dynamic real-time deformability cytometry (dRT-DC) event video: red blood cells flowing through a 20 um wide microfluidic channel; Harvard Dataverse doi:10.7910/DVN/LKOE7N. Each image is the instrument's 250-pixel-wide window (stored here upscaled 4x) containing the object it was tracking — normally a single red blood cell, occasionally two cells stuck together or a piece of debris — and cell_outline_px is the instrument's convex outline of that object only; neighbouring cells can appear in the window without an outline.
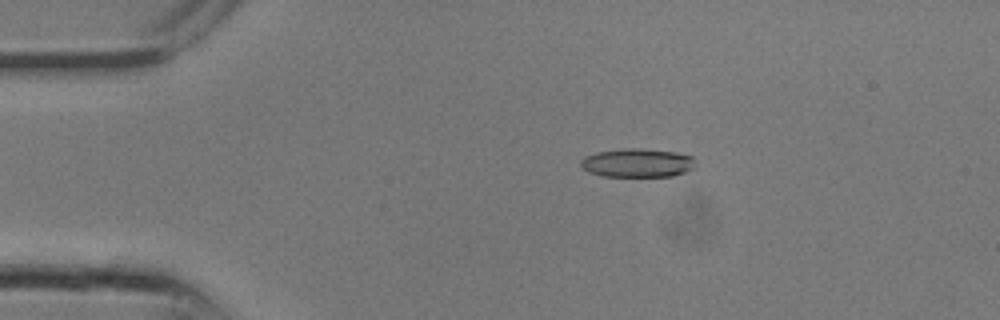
{"species": "common noctule bat (a hibernating species)", "species_latin": "Nyctalus noctula", "temperature_condition": "room temperature", "stored_images_in_passage": 9, "camera_frame_rate_fps": 3000, "um_per_image_px": 0.085, "animal": {"sex": "male", "body_mass_g": 13.3}, "frame": {"image": 1, "passage_image": 3, "time_ms": 0.667, "image_size_px": [1000, 320], "cell_outline_px": [[696, 168], [672, 176], [604, 176], [588, 172], [580, 164], [580, 160], [584, 156], [596, 152], [624, 148], [640, 148], [676, 152], [692, 156]], "centroid_in_image_um": [54.17, 13.84], "position_along_channel_um": 30.8, "area_um2": 19.25}}
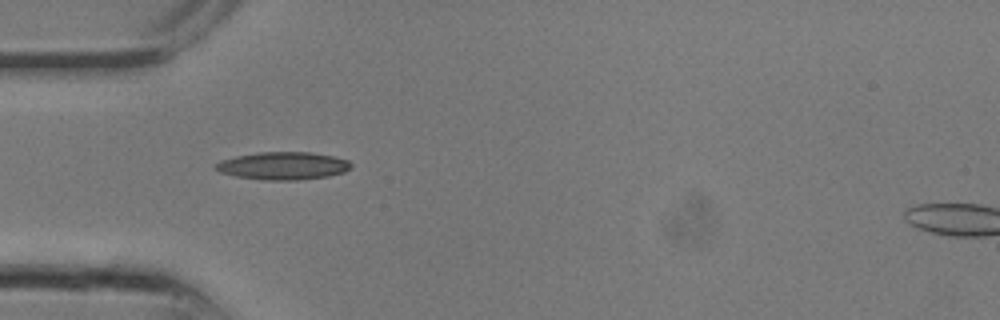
{"frame": {"image": 2, "passage_image": 6, "time_ms": 1.667, "image_size_px": [1000, 320], "cell_outline_px": [[352, 168], [344, 172], [328, 176], [296, 180], [264, 180], [236, 176], [220, 172], [212, 168], [212, 164], [220, 160], [236, 156], [260, 152], [308, 152], [332, 156], [348, 160], [352, 164]], "centroid_in_image_um": [24.02, 14.09], "position_along_channel_um": 61.0, "area_um2": 21.96}}
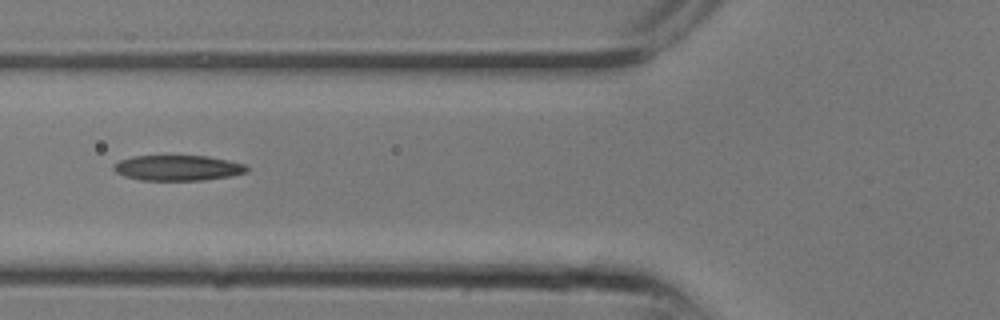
{"frame": {"image": 3, "passage_image": 8, "time_ms": 2.333, "image_size_px": [1000, 320], "cell_outline_px": [[248, 172], [232, 176], [204, 180], [140, 180], [124, 176], [116, 172], [112, 168], [112, 164], [120, 160], [132, 156], [208, 156], [228, 160], [244, 164], [248, 168]], "centroid_in_image_um": [15.1, 14.27], "position_along_channel_um": 110.7, "area_um2": 19.83}}